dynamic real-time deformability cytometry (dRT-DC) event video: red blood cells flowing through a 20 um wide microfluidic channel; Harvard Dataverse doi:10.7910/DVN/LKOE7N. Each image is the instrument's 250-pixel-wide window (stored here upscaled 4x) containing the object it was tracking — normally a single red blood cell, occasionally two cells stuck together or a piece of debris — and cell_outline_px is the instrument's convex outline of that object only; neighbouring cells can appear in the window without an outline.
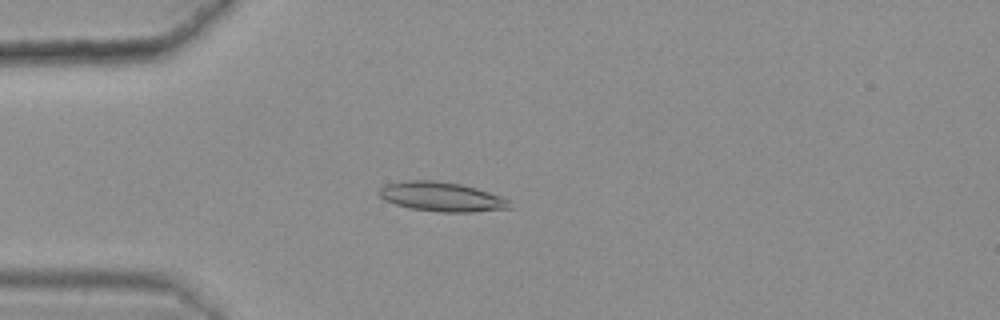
{"species": "common noctule bat (a hibernating species)", "species_latin": "Nyctalus noctula", "temperature_condition": "warm", "stored_images_in_passage": 47, "camera_frame_rate_fps": 3000, "um_per_image_px": 0.085, "animal": {"sex": "female", "body_mass_g": 25.1}, "frame": {"image": 1, "passage_image": 15, "time_ms": 4.667, "image_size_px": [1000, 320], "cell_outline_px": [[512, 208], [472, 212], [440, 212], [412, 208], [396, 204], [384, 200], [376, 192], [384, 184], [408, 180], [432, 180], [460, 184], [476, 188], [500, 196], [508, 200]], "centroid_in_image_um": [37.5, 16.72], "position_along_channel_um": 47.5, "area_um2": 22.25}}
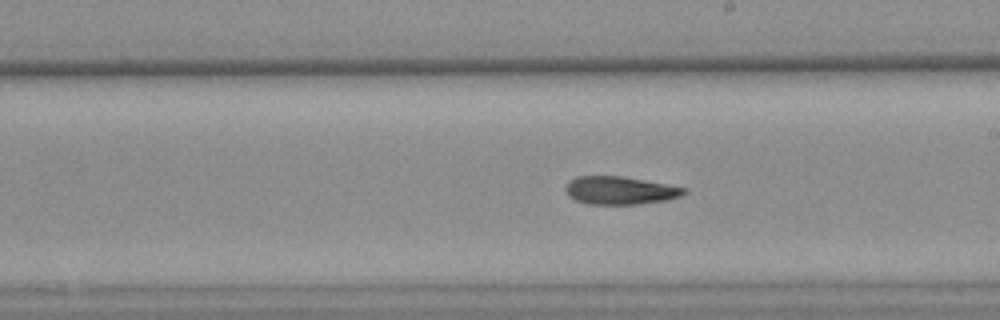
{"frame": {"image": 2, "passage_image": 32, "time_ms": 10.333, "image_size_px": [1000, 320], "cell_outline_px": [[688, 192], [680, 196], [664, 200], [636, 204], [588, 204], [576, 200], [568, 196], [564, 188], [568, 180], [576, 176], [620, 176], [688, 188]], "centroid_in_image_um": [52.66, 16.18], "position_along_channel_um": 236.3, "area_um2": 19.25}}
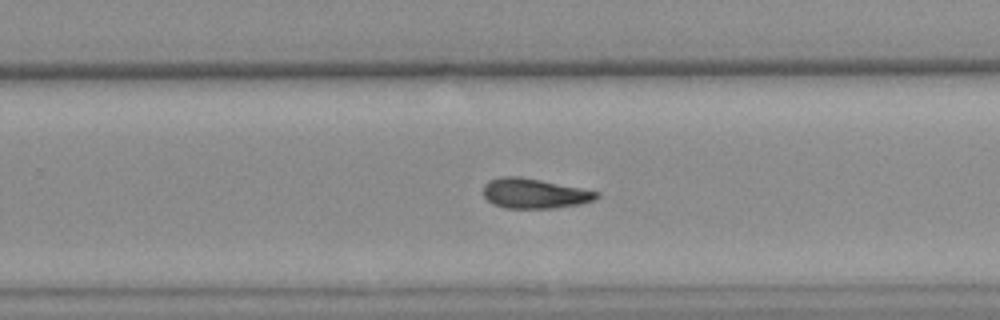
{"frame": {"image": 3, "passage_image": 36, "time_ms": 11.667, "image_size_px": [1000, 320], "cell_outline_px": [[600, 196], [596, 200], [580, 204], [552, 208], [504, 208], [492, 204], [484, 196], [484, 184], [488, 180], [500, 176], [520, 176], [600, 192]], "centroid_in_image_um": [45.41, 16.44], "position_along_channel_um": 284.4, "area_um2": 19.83}}